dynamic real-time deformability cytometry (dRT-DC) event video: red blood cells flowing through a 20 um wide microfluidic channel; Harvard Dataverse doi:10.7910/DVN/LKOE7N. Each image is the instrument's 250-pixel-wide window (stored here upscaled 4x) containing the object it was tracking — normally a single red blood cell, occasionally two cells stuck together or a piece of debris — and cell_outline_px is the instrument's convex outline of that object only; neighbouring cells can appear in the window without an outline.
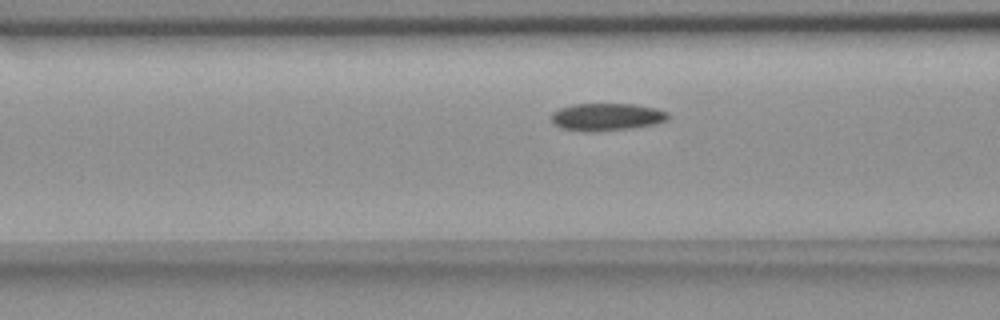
{"species": "common noctule bat (a hibernating species)", "species_latin": "Nyctalus noctula", "temperature_condition": "room temperature", "stored_images_in_passage": 15, "camera_frame_rate_fps": 3000, "um_per_image_px": 0.085, "animal": {"sex": "female", "body_mass_g": 18.4}, "frame": {"image": 1, "passage_image": 13, "time_ms": 4.0, "image_size_px": [1000, 320], "cell_outline_px": [[668, 120], [656, 124], [628, 128], [592, 132], [584, 132], [564, 128], [552, 124], [552, 112], [560, 108], [572, 104], [636, 104], [656, 108], [668, 112]], "centroid_in_image_um": [51.57, 9.93], "position_along_channel_um": 115.0, "area_um2": 18.73}}